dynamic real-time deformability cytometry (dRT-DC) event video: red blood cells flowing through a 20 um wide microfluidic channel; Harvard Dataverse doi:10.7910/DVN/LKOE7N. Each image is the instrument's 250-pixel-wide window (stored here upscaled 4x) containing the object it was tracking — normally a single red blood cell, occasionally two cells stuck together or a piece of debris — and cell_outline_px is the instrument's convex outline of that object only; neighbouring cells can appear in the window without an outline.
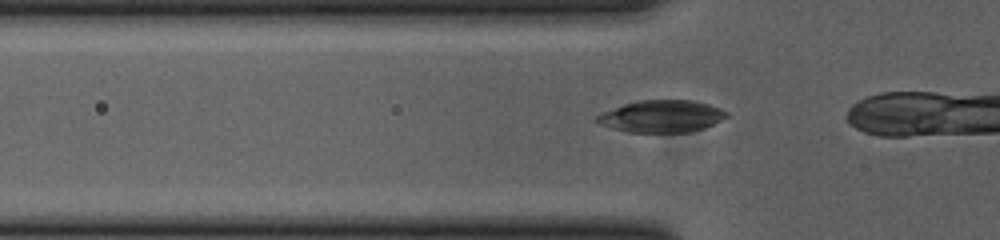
{"species": "common noctule bat (a hibernating species)", "species_latin": "Nyctalus noctula", "temperature_condition": "cold", "stored_images_in_passage": 16, "camera_frame_rate_fps": 3000, "um_per_image_px": 0.085, "animal": {"sex": "female", "body_mass_g": 23.0, "forearm_length_mm": 53.4}, "frame": {"image": 1, "passage_image": 10, "time_ms": 3.0, "image_size_px": [1000, 240], "cell_outline_px": [[728, 116], [704, 128], [688, 132], [628, 132], [612, 128], [600, 124], [592, 120], [596, 116], [604, 112], [624, 104], [636, 100], [692, 100], [708, 104], [720, 108], [728, 112]], "centroid_in_image_um": [56.22, 9.88], "position_along_channel_um": 69.6, "area_um2": 24.16}}
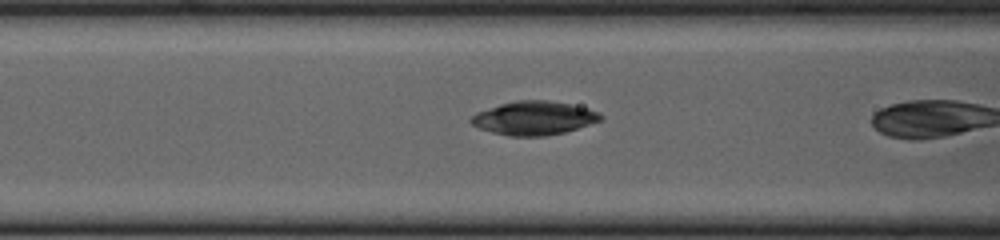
{"frame": {"image": 2, "passage_image": 14, "time_ms": 4.333, "image_size_px": [1000, 240], "cell_outline_px": [[604, 116], [600, 120], [564, 132], [544, 136], [508, 136], [492, 132], [480, 128], [472, 124], [468, 120], [476, 112], [500, 104], [516, 100], [548, 100], [572, 104], [600, 112]], "centroid_in_image_um": [45.37, 10.03], "position_along_channel_um": 121.2, "area_um2": 25.32}}